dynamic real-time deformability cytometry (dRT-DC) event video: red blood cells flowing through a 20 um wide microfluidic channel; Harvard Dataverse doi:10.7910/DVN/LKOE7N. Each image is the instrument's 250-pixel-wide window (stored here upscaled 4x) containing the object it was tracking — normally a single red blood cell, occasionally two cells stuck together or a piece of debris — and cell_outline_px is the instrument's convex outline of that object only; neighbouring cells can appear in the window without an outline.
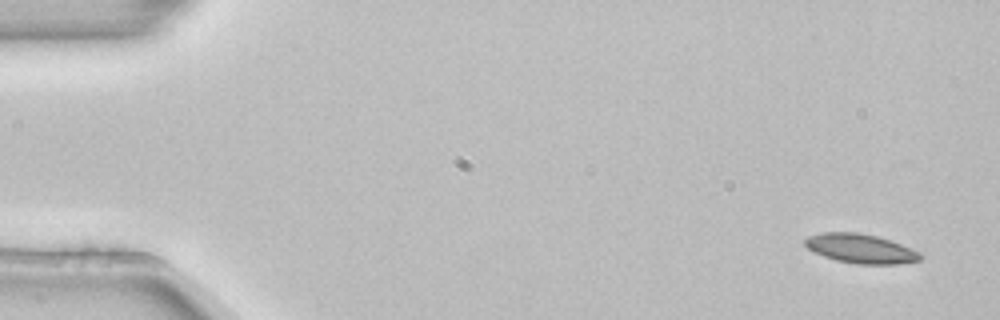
{"species": "common noctule bat (a hibernating species)", "species_latin": "Nyctalus noctula", "temperature_condition": "room temperature", "stored_images_in_passage": 4, "camera_frame_rate_fps": 3000, "um_per_image_px": 0.085, "animal": {"sex": "female", "body_mass_g": 22.7, "forearm_length_mm": 54.2}, "frame": {"image": 1, "passage_image": 1, "time_ms": 0.0, "image_size_px": [1000, 320], "cell_outline_px": [[924, 256], [920, 260], [900, 264], [860, 264], [836, 260], [824, 256], [808, 248], [804, 244], [804, 240], [808, 236], [820, 232], [856, 232], [876, 236], [892, 240], [912, 248], [920, 252]], "centroid_in_image_um": [73.19, 21.12], "position_along_channel_um": 11.8, "area_um2": 19.77}}
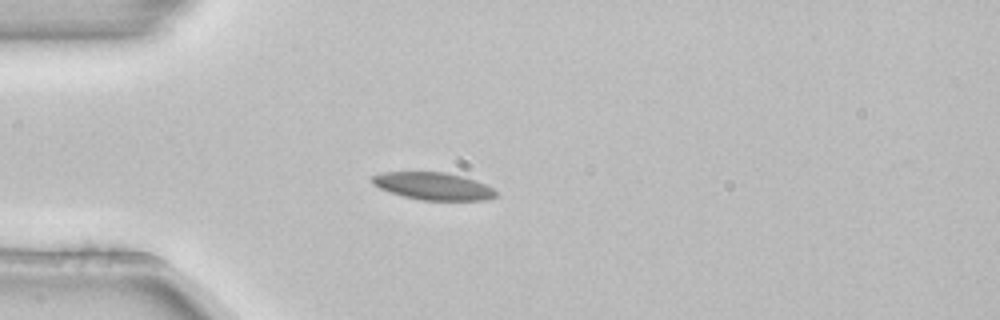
{"frame": {"image": 2, "passage_image": 4, "time_ms": 1.0, "image_size_px": [1000, 320], "cell_outline_px": [[496, 196], [484, 200], [420, 200], [388, 192], [372, 184], [368, 180], [372, 176], [384, 172], [448, 172], [464, 176], [476, 180], [492, 188], [496, 192]], "centroid_in_image_um": [36.78, 15.81], "position_along_channel_um": 48.2, "area_um2": 19.88}}